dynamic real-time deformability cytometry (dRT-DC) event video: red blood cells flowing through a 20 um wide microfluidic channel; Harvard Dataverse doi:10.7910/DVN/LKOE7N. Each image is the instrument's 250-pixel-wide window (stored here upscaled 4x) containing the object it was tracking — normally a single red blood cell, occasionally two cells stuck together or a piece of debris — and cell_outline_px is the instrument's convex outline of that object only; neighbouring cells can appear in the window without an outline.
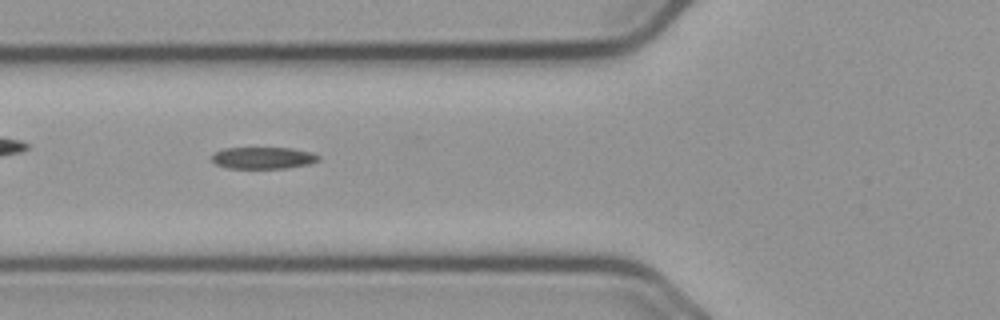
{"species": "common noctule bat (a hibernating species)", "species_latin": "Nyctalus noctula", "temperature_condition": "cold", "stored_images_in_passage": 44, "camera_frame_rate_fps": 3000, "um_per_image_px": 0.085, "animal": {"sex": "male", "body_mass_g": 23.1, "forearm_length_mm": 52.7}, "frame": {"image": 1, "passage_image": 12, "time_ms": 3.667, "image_size_px": [1000, 320], "cell_outline_px": [[320, 160], [308, 164], [288, 168], [228, 168], [216, 164], [212, 160], [212, 156], [216, 152], [224, 148], [292, 148], [312, 152], [320, 156]], "centroid_in_image_um": [22.4, 13.42], "position_along_channel_um": 103.4, "area_um2": 13.53}}
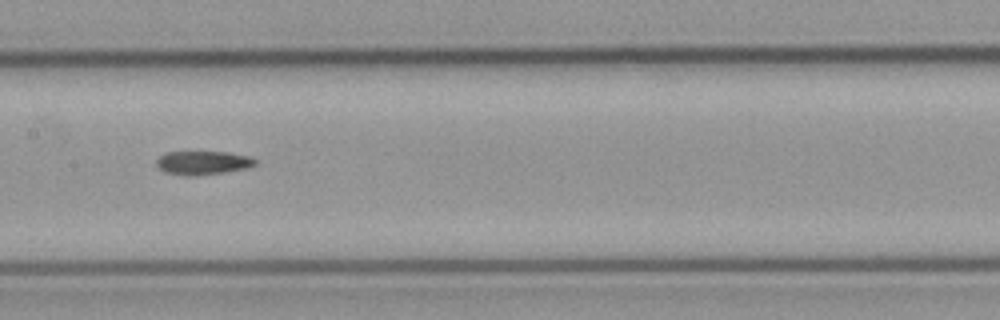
{"frame": {"image": 2, "passage_image": 19, "time_ms": 6.0, "image_size_px": [1000, 320], "cell_outline_px": [[256, 164], [244, 168], [224, 172], [196, 176], [184, 176], [164, 172], [156, 164], [156, 160], [160, 156], [168, 152], [224, 152], [248, 156], [256, 160]], "centroid_in_image_um": [17.19, 13.84], "position_along_channel_um": 190.2, "area_um2": 13.47}}
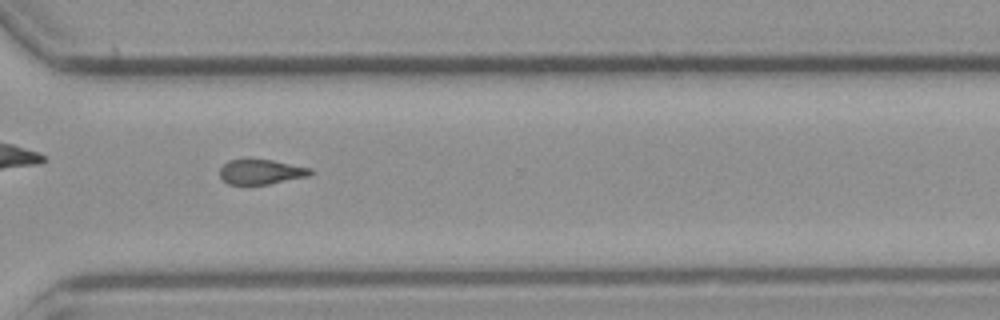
{"frame": {"image": 3, "passage_image": 32, "time_ms": 10.333, "image_size_px": [1000, 320], "cell_outline_px": [[312, 172], [308, 176], [268, 184], [228, 184], [220, 176], [220, 168], [228, 160], [272, 160], [312, 168]], "centroid_in_image_um": [22.19, 14.61], "position_along_channel_um": 348.4, "area_um2": 12.89}, "authors_computed_cell_mechanics": {"area_um2": 13.9009, "velocity_mm_per_s": 3.6706, "shape_relaxation_time_tau1_ms": null, "shape_relaxation_time_tau2_ms": 7.3805, "deformation_change_tau1": null, "deformation_change_tau2": 0.1692}}